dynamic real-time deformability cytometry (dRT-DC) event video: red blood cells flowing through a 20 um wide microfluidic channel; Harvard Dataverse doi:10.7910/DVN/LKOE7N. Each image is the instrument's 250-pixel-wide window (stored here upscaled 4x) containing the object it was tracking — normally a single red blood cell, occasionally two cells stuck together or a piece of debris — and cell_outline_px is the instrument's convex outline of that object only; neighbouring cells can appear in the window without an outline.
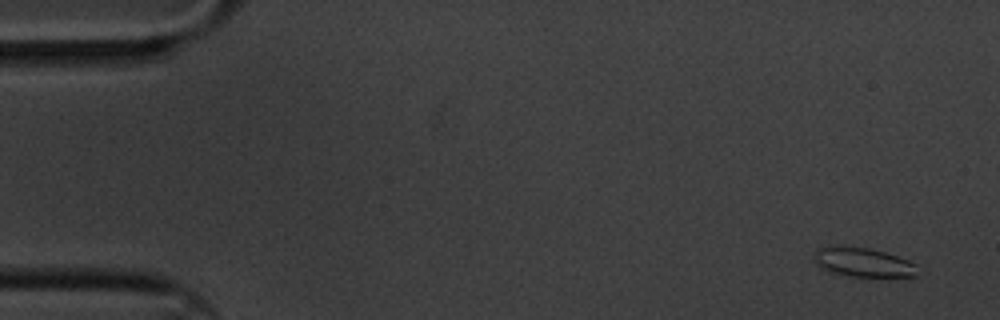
{"species": "common noctule bat (a hibernating species)", "species_latin": "Nyctalus noctula", "temperature_condition": "cold", "stored_images_in_passage": 6, "camera_frame_rate_fps": 3000, "um_per_image_px": 0.085, "animal": {"sex": "male", "body_mass_g": 20.1, "forearm_length_mm": 53.5}, "frame": {"image": 1, "passage_image": 1, "time_ms": 0.0, "image_size_px": [1000, 320], "cell_outline_px": [[916, 276], [848, 276], [828, 272], [820, 268], [816, 264], [812, 256], [820, 248], [840, 244], [868, 248], [884, 252], [908, 260], [916, 264]], "centroid_in_image_um": [73.28, 22.28], "position_along_channel_um": 11.7, "area_um2": 17.69}}
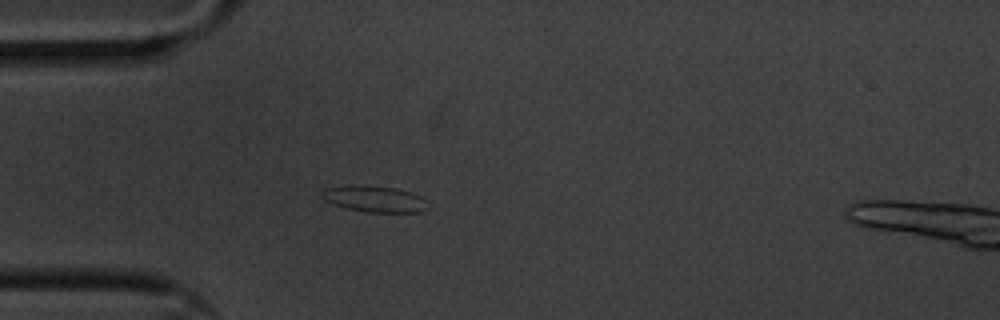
{"frame": {"image": 2, "passage_image": 5, "time_ms": 1.333, "image_size_px": [1000, 320], "cell_outline_px": [[428, 208], [424, 212], [368, 212], [348, 208], [324, 200], [320, 196], [320, 192], [324, 188], [348, 184], [356, 184], [396, 188], [412, 192], [428, 200]], "centroid_in_image_um": [31.85, 16.89], "position_along_channel_um": 53.2, "area_um2": 16.53}}